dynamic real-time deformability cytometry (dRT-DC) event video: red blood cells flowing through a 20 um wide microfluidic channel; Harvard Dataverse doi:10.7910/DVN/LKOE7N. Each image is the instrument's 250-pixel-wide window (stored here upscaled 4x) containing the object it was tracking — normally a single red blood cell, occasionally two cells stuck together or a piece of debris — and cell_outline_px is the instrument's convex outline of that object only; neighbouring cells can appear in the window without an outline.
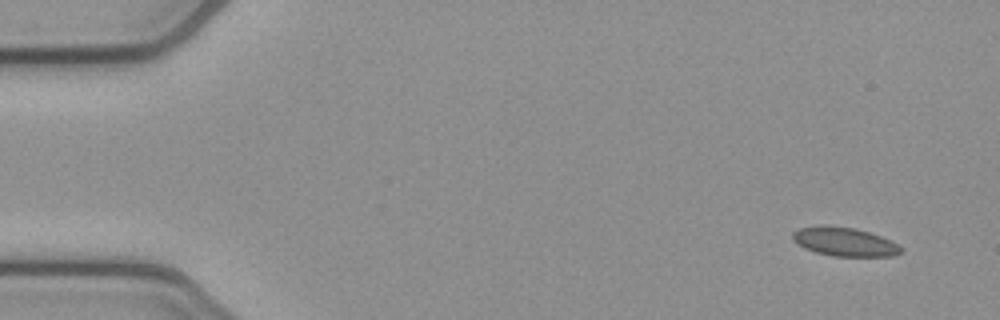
{"species": "common noctule bat (a hibernating species)", "species_latin": "Nyctalus noctula", "temperature_condition": "cold", "stored_images_in_passage": 51, "camera_frame_rate_fps": 3000, "um_per_image_px": 0.085, "animal": {"sex": "female", "body_mass_g": 21.9}, "frame": {"image": 1, "passage_image": 1, "time_ms": 0.0, "image_size_px": [1000, 320], "cell_outline_px": [[904, 252], [892, 256], [832, 256], [816, 252], [804, 248], [796, 244], [792, 240], [792, 232], [800, 228], [820, 224], [824, 224], [856, 228], [880, 236], [904, 248]], "centroid_in_image_um": [71.74, 20.54], "position_along_channel_um": 13.3, "area_um2": 18.38}}
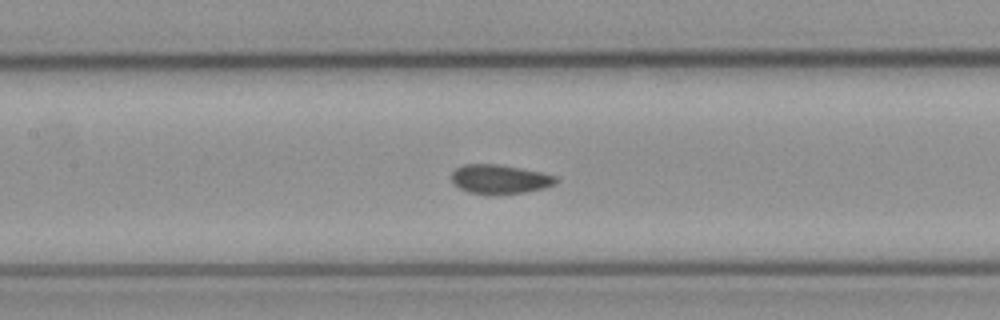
{"frame": {"image": 2, "passage_image": 22, "time_ms": 7.0, "image_size_px": [1000, 320], "cell_outline_px": [[556, 184], [544, 188], [524, 192], [496, 196], [488, 196], [468, 192], [452, 184], [452, 172], [456, 168], [464, 164], [496, 164], [520, 168], [540, 172], [556, 176]], "centroid_in_image_um": [42.44, 15.26], "position_along_channel_um": 165.0, "area_um2": 18.03}}
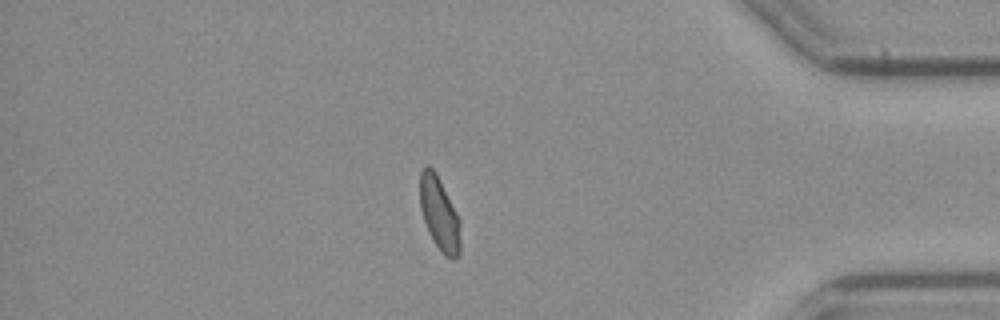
{"frame": {"image": 3, "passage_image": 43, "time_ms": 14.0, "image_size_px": [1000, 320], "cell_outline_px": [[460, 256], [452, 260], [444, 256], [432, 240], [428, 232], [420, 208], [420, 172], [428, 164], [436, 172], [460, 220]], "centroid_in_image_um": [37.35, 18.22], "position_along_channel_um": 397.8, "area_um2": 17.46}, "authors_computed_cell_mechanics": {"area_um2": 17.6868, "velocity_mm_per_s": 3.8375, "shape_relaxation_time_tau1_ms": 6.1501, "shape_relaxation_time_tau2_ms": 0.7303, "deformation_change_tau1": 0.0977, "deformation_change_tau2": 0.0535}}